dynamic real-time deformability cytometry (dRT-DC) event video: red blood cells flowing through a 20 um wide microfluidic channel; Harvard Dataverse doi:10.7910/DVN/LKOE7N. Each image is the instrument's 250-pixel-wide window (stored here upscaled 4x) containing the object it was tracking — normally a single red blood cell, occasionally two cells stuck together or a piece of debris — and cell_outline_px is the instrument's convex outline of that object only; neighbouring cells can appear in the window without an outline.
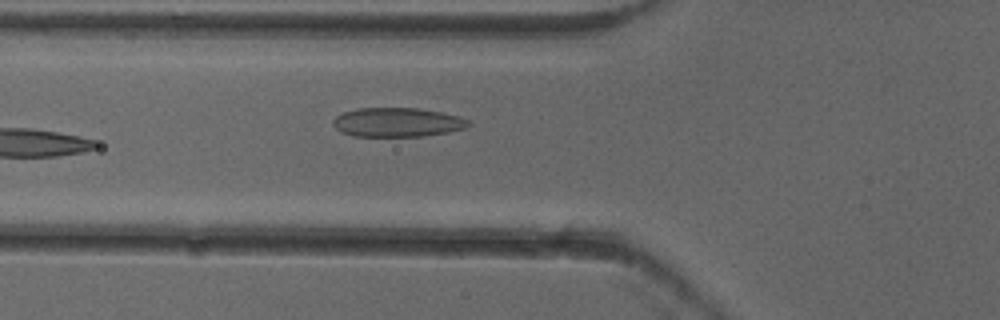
{"species": "common noctule bat (a hibernating species)", "species_latin": "Nyctalus noctula", "temperature_condition": "cold", "stored_images_in_passage": 6, "camera_frame_rate_fps": 3000, "um_per_image_px": 0.085, "animal": {"sex": "female"}, "frame": {"image": 1, "passage_image": 6, "time_ms": 1.667, "image_size_px": [1000, 320], "cell_outline_px": [[472, 124], [468, 128], [448, 132], [424, 136], [352, 136], [340, 132], [332, 124], [332, 120], [336, 116], [344, 112], [356, 108], [420, 108], [444, 112], [460, 116], [468, 120]], "centroid_in_image_um": [33.8, 10.39], "position_along_channel_um": 92.0, "area_um2": 23.35}}